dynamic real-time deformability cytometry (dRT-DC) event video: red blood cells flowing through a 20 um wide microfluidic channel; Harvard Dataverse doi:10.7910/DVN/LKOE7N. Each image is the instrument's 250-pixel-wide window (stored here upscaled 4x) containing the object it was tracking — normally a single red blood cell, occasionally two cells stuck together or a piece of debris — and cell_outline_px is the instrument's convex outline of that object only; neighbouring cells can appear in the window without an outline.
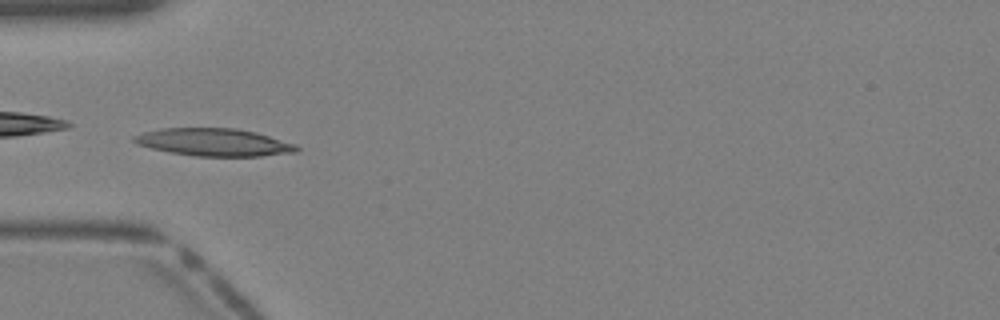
{"species": "Egyptian fruit bat (a non-hibernating species)", "species_latin": "Rousettus aegyptiacus", "temperature_condition": "warm", "stored_images_in_passage": 30, "camera_frame_rate_fps": 3000, "um_per_image_px": 0.085, "animal": {"sex": "female"}, "frame": {"image": 1, "passage_image": 3, "time_ms": 0.667, "image_size_px": [1000, 320], "cell_outline_px": [[300, 148], [296, 152], [260, 156], [192, 156], [168, 152], [136, 144], [132, 140], [132, 136], [144, 132], [160, 128], [236, 128], [256, 132], [296, 144]], "centroid_in_image_um": [18.17, 12.09], "position_along_channel_um": 66.8, "area_um2": 26.24}}
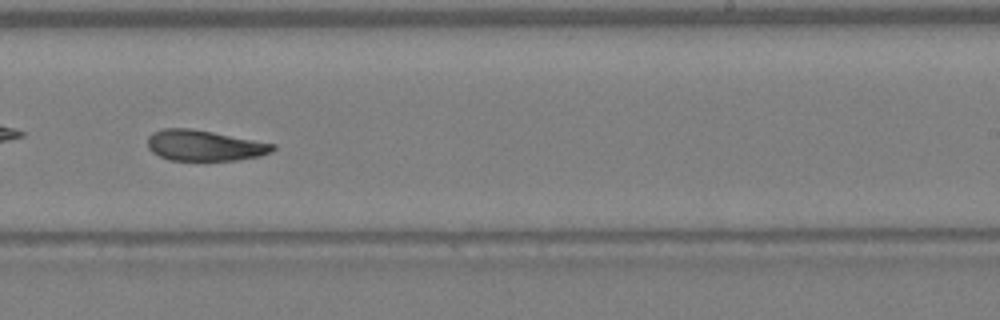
{"frame": {"image": 2, "passage_image": 15, "time_ms": 4.667, "image_size_px": [1000, 320], "cell_outline_px": [[276, 148], [272, 152], [260, 156], [236, 160], [168, 160], [152, 152], [148, 148], [148, 136], [152, 132], [164, 128], [192, 128], [276, 144]], "centroid_in_image_um": [17.37, 12.36], "position_along_channel_um": 271.6, "area_um2": 22.48}}
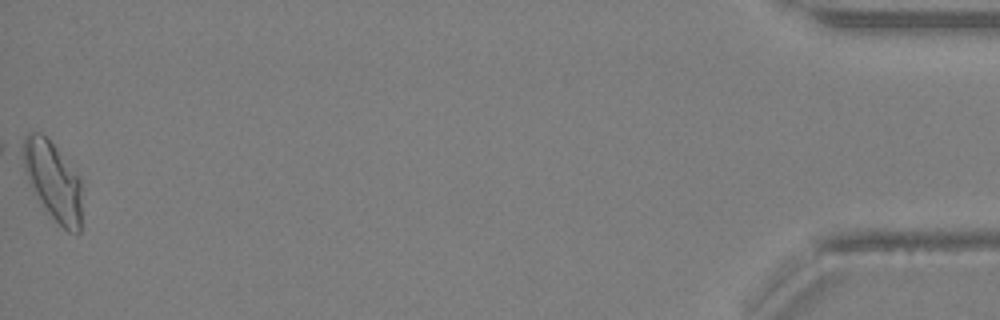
{"frame": {"image": 3, "passage_image": 30, "time_ms": 9.667, "image_size_px": [1000, 320], "cell_outline_px": [[80, 232], [68, 232], [48, 212], [28, 180], [24, 168], [24, 136], [28, 132], [40, 132], [56, 148], [80, 176]], "centroid_in_image_um": [4.52, 15.35], "position_along_channel_um": 430.7, "area_um2": 25.95}}